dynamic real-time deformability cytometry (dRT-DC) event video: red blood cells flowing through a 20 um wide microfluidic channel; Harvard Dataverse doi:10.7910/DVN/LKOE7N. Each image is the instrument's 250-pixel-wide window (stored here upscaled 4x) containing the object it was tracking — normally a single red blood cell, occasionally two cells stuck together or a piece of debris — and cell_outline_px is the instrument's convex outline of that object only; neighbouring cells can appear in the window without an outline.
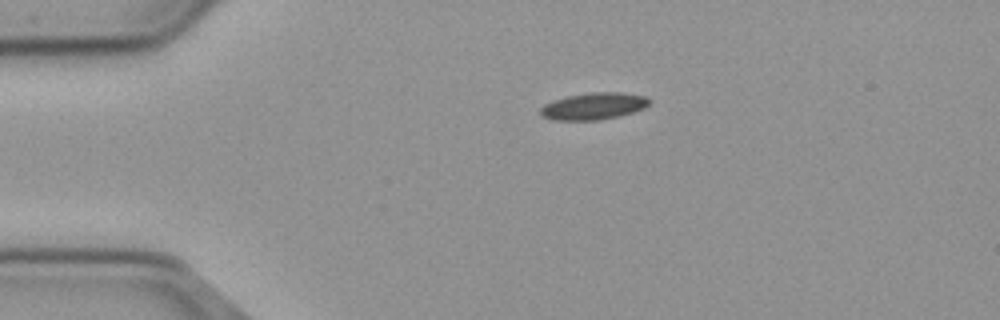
{"species": "common noctule bat (a hibernating species)", "species_latin": "Nyctalus noctula", "temperature_condition": "cold", "stored_images_in_passage": 45, "camera_frame_rate_fps": 3000, "um_per_image_px": 0.085, "animal": {"sex": "male", "body_mass_g": 23.1, "forearm_length_mm": 52.7}, "frame": {"image": 1, "passage_image": 1, "time_ms": 0.0, "image_size_px": [1000, 320], "cell_outline_px": [[652, 100], [644, 108], [620, 116], [596, 120], [552, 120], [540, 116], [540, 108], [544, 104], [552, 100], [568, 96], [592, 92], [624, 92], [648, 96]], "centroid_in_image_um": [50.46, 9.01], "position_along_channel_um": 34.5, "area_um2": 17.28}}
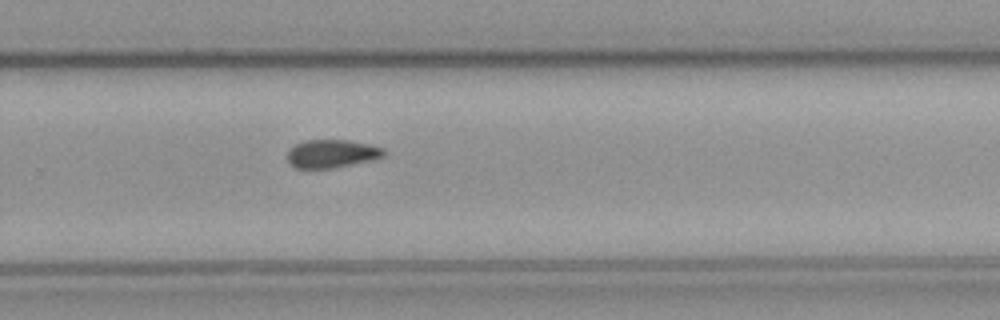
{"frame": {"image": 2, "passage_image": 26, "time_ms": 8.333, "image_size_px": [1000, 320], "cell_outline_px": [[384, 156], [372, 160], [332, 168], [296, 168], [288, 164], [288, 152], [296, 144], [304, 140], [348, 140], [368, 144], [384, 148]], "centroid_in_image_um": [28.19, 13.06], "position_along_channel_um": 301.6, "area_um2": 15.72}}
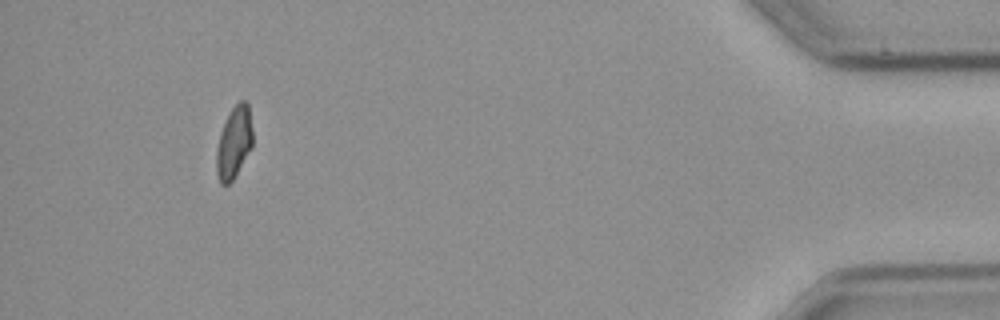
{"frame": {"image": 3, "passage_image": 41, "time_ms": 13.333, "image_size_px": [1000, 320], "cell_outline_px": [[252, 148], [232, 180], [228, 184], [220, 184], [216, 172], [216, 152], [220, 132], [232, 108], [240, 100], [244, 100], [248, 104], [252, 128]], "centroid_in_image_um": [19.89, 12.12], "position_along_channel_um": 415.3, "area_um2": 15.03}}